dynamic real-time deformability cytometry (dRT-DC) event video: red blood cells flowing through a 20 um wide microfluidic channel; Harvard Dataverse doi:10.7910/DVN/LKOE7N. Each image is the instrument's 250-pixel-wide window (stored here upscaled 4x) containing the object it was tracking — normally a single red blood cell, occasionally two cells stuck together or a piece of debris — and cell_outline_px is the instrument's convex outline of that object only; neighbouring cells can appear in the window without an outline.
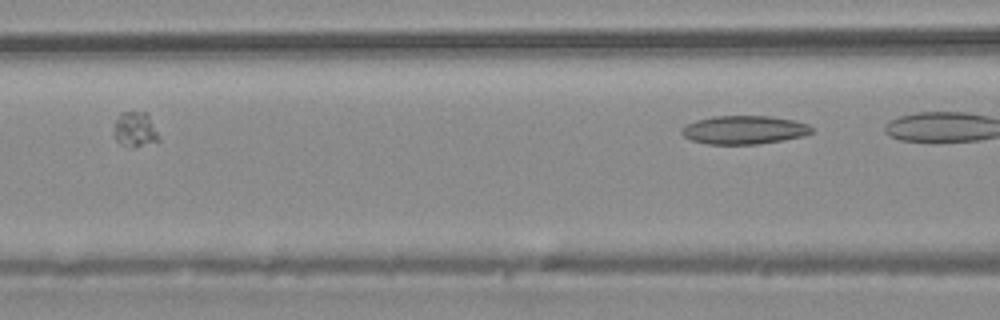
{"species": "common noctule bat (a hibernating species)", "species_latin": "Nyctalus noctula", "temperature_condition": "warm", "stored_images_in_passage": 5, "camera_frame_rate_fps": 3000, "um_per_image_px": 0.085, "animal": {"sex": "male", "body_mass_g": 20.4}, "frame": {"image": 1, "passage_image": 5, "time_ms": 1.333, "image_size_px": [1000, 320], "cell_outline_px": [[812, 132], [804, 136], [784, 140], [760, 144], [708, 144], [692, 140], [684, 136], [680, 132], [680, 128], [696, 120], [712, 116], [768, 116], [792, 120], [808, 124], [812, 128]], "centroid_in_image_um": [63.24, 11.04], "position_along_channel_um": 103.4, "area_um2": 21.56}}